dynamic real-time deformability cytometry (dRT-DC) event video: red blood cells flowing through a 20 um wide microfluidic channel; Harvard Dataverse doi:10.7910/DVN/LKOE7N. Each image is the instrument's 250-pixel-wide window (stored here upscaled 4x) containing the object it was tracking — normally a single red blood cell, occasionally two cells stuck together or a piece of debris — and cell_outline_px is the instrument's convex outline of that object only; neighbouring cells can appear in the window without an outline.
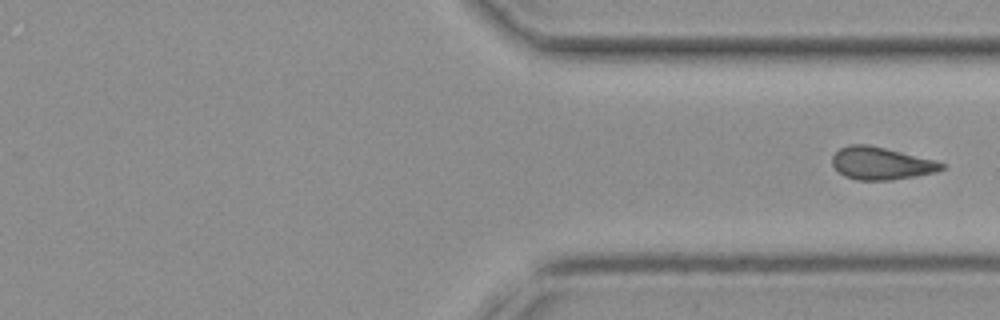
{"species": "common noctule bat (a hibernating species)", "species_latin": "Nyctalus noctula", "temperature_condition": "cold", "stored_images_in_passage": 25, "camera_frame_rate_fps": 3000, "um_per_image_px": 0.085, "animal": {"sex": "female", "body_mass_g": 19.3, "forearm_length_mm": 54.1}, "frame": {"image": 1, "passage_image": 25, "time_ms": 8.0, "image_size_px": [1000, 320], "cell_outline_px": [[948, 168], [936, 172], [916, 176], [888, 180], [856, 180], [844, 176], [832, 164], [832, 156], [840, 148], [848, 144], [868, 144], [948, 164]], "centroid_in_image_um": [74.9, 13.89], "position_along_channel_um": 336.5, "area_um2": 20.63}}